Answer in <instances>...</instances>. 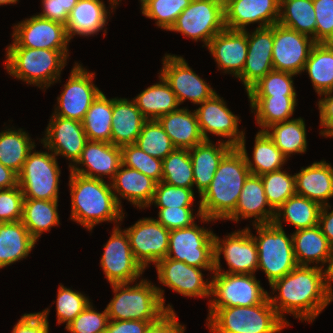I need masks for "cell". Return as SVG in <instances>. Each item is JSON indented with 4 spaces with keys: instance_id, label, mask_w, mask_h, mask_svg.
Wrapping results in <instances>:
<instances>
[{
    "instance_id": "cell-1",
    "label": "cell",
    "mask_w": 333,
    "mask_h": 333,
    "mask_svg": "<svg viewBox=\"0 0 333 333\" xmlns=\"http://www.w3.org/2000/svg\"><path fill=\"white\" fill-rule=\"evenodd\" d=\"M268 298L277 314L290 326L285 314H291L301 321L312 323L333 297L329 294L325 270L315 266L295 267L284 277L275 280Z\"/></svg>"
},
{
    "instance_id": "cell-2",
    "label": "cell",
    "mask_w": 333,
    "mask_h": 333,
    "mask_svg": "<svg viewBox=\"0 0 333 333\" xmlns=\"http://www.w3.org/2000/svg\"><path fill=\"white\" fill-rule=\"evenodd\" d=\"M109 183L110 181L106 183L104 179L88 178L70 171V219L88 231L106 221L114 222L118 226L125 218V213Z\"/></svg>"
},
{
    "instance_id": "cell-3",
    "label": "cell",
    "mask_w": 333,
    "mask_h": 333,
    "mask_svg": "<svg viewBox=\"0 0 333 333\" xmlns=\"http://www.w3.org/2000/svg\"><path fill=\"white\" fill-rule=\"evenodd\" d=\"M246 159L238 147H233L221 160L214 177L200 196L202 216L212 220H226L234 211L250 175Z\"/></svg>"
},
{
    "instance_id": "cell-4",
    "label": "cell",
    "mask_w": 333,
    "mask_h": 333,
    "mask_svg": "<svg viewBox=\"0 0 333 333\" xmlns=\"http://www.w3.org/2000/svg\"><path fill=\"white\" fill-rule=\"evenodd\" d=\"M68 51L20 47L13 40L6 47L5 68L10 76L46 90L60 81L61 71L67 65Z\"/></svg>"
},
{
    "instance_id": "cell-5",
    "label": "cell",
    "mask_w": 333,
    "mask_h": 333,
    "mask_svg": "<svg viewBox=\"0 0 333 333\" xmlns=\"http://www.w3.org/2000/svg\"><path fill=\"white\" fill-rule=\"evenodd\" d=\"M133 283L112 284L114 297L106 306L109 320L158 321L173 306H165L164 290L141 278Z\"/></svg>"
},
{
    "instance_id": "cell-6",
    "label": "cell",
    "mask_w": 333,
    "mask_h": 333,
    "mask_svg": "<svg viewBox=\"0 0 333 333\" xmlns=\"http://www.w3.org/2000/svg\"><path fill=\"white\" fill-rule=\"evenodd\" d=\"M206 321L210 333H280L289 326L268 297L249 307L219 308Z\"/></svg>"
},
{
    "instance_id": "cell-7",
    "label": "cell",
    "mask_w": 333,
    "mask_h": 333,
    "mask_svg": "<svg viewBox=\"0 0 333 333\" xmlns=\"http://www.w3.org/2000/svg\"><path fill=\"white\" fill-rule=\"evenodd\" d=\"M257 236L253 235L258 252V269L265 273L269 285L284 277L298 266L292 243V234L274 223L253 225Z\"/></svg>"
},
{
    "instance_id": "cell-8",
    "label": "cell",
    "mask_w": 333,
    "mask_h": 333,
    "mask_svg": "<svg viewBox=\"0 0 333 333\" xmlns=\"http://www.w3.org/2000/svg\"><path fill=\"white\" fill-rule=\"evenodd\" d=\"M212 274L214 275L210 280L207 319L219 308L249 307L262 303L268 297L267 290L261 286L254 274L224 272H213Z\"/></svg>"
},
{
    "instance_id": "cell-9",
    "label": "cell",
    "mask_w": 333,
    "mask_h": 333,
    "mask_svg": "<svg viewBox=\"0 0 333 333\" xmlns=\"http://www.w3.org/2000/svg\"><path fill=\"white\" fill-rule=\"evenodd\" d=\"M48 152L31 150L18 174V186L24 199L58 200L61 170L57 157Z\"/></svg>"
},
{
    "instance_id": "cell-10",
    "label": "cell",
    "mask_w": 333,
    "mask_h": 333,
    "mask_svg": "<svg viewBox=\"0 0 333 333\" xmlns=\"http://www.w3.org/2000/svg\"><path fill=\"white\" fill-rule=\"evenodd\" d=\"M166 258L214 272V233L196 223L170 230Z\"/></svg>"
},
{
    "instance_id": "cell-11",
    "label": "cell",
    "mask_w": 333,
    "mask_h": 333,
    "mask_svg": "<svg viewBox=\"0 0 333 333\" xmlns=\"http://www.w3.org/2000/svg\"><path fill=\"white\" fill-rule=\"evenodd\" d=\"M225 29L224 0H192L182 11L168 31L202 41L208 46L210 40Z\"/></svg>"
},
{
    "instance_id": "cell-12",
    "label": "cell",
    "mask_w": 333,
    "mask_h": 333,
    "mask_svg": "<svg viewBox=\"0 0 333 333\" xmlns=\"http://www.w3.org/2000/svg\"><path fill=\"white\" fill-rule=\"evenodd\" d=\"M95 72L74 64L71 74L57 97L54 115L82 122L96 97L102 92L94 83Z\"/></svg>"
},
{
    "instance_id": "cell-13",
    "label": "cell",
    "mask_w": 333,
    "mask_h": 333,
    "mask_svg": "<svg viewBox=\"0 0 333 333\" xmlns=\"http://www.w3.org/2000/svg\"><path fill=\"white\" fill-rule=\"evenodd\" d=\"M119 226H114L100 258V266L110 285L134 283L145 271L132 253L126 231Z\"/></svg>"
},
{
    "instance_id": "cell-14",
    "label": "cell",
    "mask_w": 333,
    "mask_h": 333,
    "mask_svg": "<svg viewBox=\"0 0 333 333\" xmlns=\"http://www.w3.org/2000/svg\"><path fill=\"white\" fill-rule=\"evenodd\" d=\"M214 272L230 274H255L258 268V252L253 233L250 228L235 230L223 239L214 234ZM223 254L228 265L222 270L220 256Z\"/></svg>"
},
{
    "instance_id": "cell-15",
    "label": "cell",
    "mask_w": 333,
    "mask_h": 333,
    "mask_svg": "<svg viewBox=\"0 0 333 333\" xmlns=\"http://www.w3.org/2000/svg\"><path fill=\"white\" fill-rule=\"evenodd\" d=\"M162 62L159 73L170 85L180 105L186 100L198 105L217 93L182 56L165 54Z\"/></svg>"
},
{
    "instance_id": "cell-16",
    "label": "cell",
    "mask_w": 333,
    "mask_h": 333,
    "mask_svg": "<svg viewBox=\"0 0 333 333\" xmlns=\"http://www.w3.org/2000/svg\"><path fill=\"white\" fill-rule=\"evenodd\" d=\"M128 235L135 259L146 269L148 264H156L166 258L170 230L154 218L139 219L134 225L124 229Z\"/></svg>"
},
{
    "instance_id": "cell-17",
    "label": "cell",
    "mask_w": 333,
    "mask_h": 333,
    "mask_svg": "<svg viewBox=\"0 0 333 333\" xmlns=\"http://www.w3.org/2000/svg\"><path fill=\"white\" fill-rule=\"evenodd\" d=\"M315 44L306 34L274 24L273 69L300 75Z\"/></svg>"
},
{
    "instance_id": "cell-18",
    "label": "cell",
    "mask_w": 333,
    "mask_h": 333,
    "mask_svg": "<svg viewBox=\"0 0 333 333\" xmlns=\"http://www.w3.org/2000/svg\"><path fill=\"white\" fill-rule=\"evenodd\" d=\"M12 37L20 47L32 49L68 50L70 42L65 25L37 14L18 22Z\"/></svg>"
},
{
    "instance_id": "cell-19",
    "label": "cell",
    "mask_w": 333,
    "mask_h": 333,
    "mask_svg": "<svg viewBox=\"0 0 333 333\" xmlns=\"http://www.w3.org/2000/svg\"><path fill=\"white\" fill-rule=\"evenodd\" d=\"M195 109L198 125L204 140H210L208 132L225 140L233 147H237L244 136V130L239 131V117L226 106L223 97L215 93L210 99L198 104Z\"/></svg>"
},
{
    "instance_id": "cell-20",
    "label": "cell",
    "mask_w": 333,
    "mask_h": 333,
    "mask_svg": "<svg viewBox=\"0 0 333 333\" xmlns=\"http://www.w3.org/2000/svg\"><path fill=\"white\" fill-rule=\"evenodd\" d=\"M44 133V138L40 139L43 147L55 156L61 155L69 160V168L80 158L88 141L82 122L55 116L53 113Z\"/></svg>"
},
{
    "instance_id": "cell-21",
    "label": "cell",
    "mask_w": 333,
    "mask_h": 333,
    "mask_svg": "<svg viewBox=\"0 0 333 333\" xmlns=\"http://www.w3.org/2000/svg\"><path fill=\"white\" fill-rule=\"evenodd\" d=\"M159 283L185 297L210 298L211 281L204 280L203 268L187 265L185 262L164 258L156 264Z\"/></svg>"
},
{
    "instance_id": "cell-22",
    "label": "cell",
    "mask_w": 333,
    "mask_h": 333,
    "mask_svg": "<svg viewBox=\"0 0 333 333\" xmlns=\"http://www.w3.org/2000/svg\"><path fill=\"white\" fill-rule=\"evenodd\" d=\"M280 0H224V24L231 30H246L259 23L265 28L278 23Z\"/></svg>"
},
{
    "instance_id": "cell-23",
    "label": "cell",
    "mask_w": 333,
    "mask_h": 333,
    "mask_svg": "<svg viewBox=\"0 0 333 333\" xmlns=\"http://www.w3.org/2000/svg\"><path fill=\"white\" fill-rule=\"evenodd\" d=\"M247 58L242 73L237 77L246 92L273 70L272 51L274 46V25L247 30Z\"/></svg>"
},
{
    "instance_id": "cell-24",
    "label": "cell",
    "mask_w": 333,
    "mask_h": 333,
    "mask_svg": "<svg viewBox=\"0 0 333 333\" xmlns=\"http://www.w3.org/2000/svg\"><path fill=\"white\" fill-rule=\"evenodd\" d=\"M121 165L122 152L120 146L104 141L88 140L80 158L69 168V171L84 177L102 180L104 179L103 176L107 175L109 181H111Z\"/></svg>"
},
{
    "instance_id": "cell-25",
    "label": "cell",
    "mask_w": 333,
    "mask_h": 333,
    "mask_svg": "<svg viewBox=\"0 0 333 333\" xmlns=\"http://www.w3.org/2000/svg\"><path fill=\"white\" fill-rule=\"evenodd\" d=\"M207 49L214 57L218 70L237 78L247 58V30L225 28L210 40Z\"/></svg>"
},
{
    "instance_id": "cell-26",
    "label": "cell",
    "mask_w": 333,
    "mask_h": 333,
    "mask_svg": "<svg viewBox=\"0 0 333 333\" xmlns=\"http://www.w3.org/2000/svg\"><path fill=\"white\" fill-rule=\"evenodd\" d=\"M274 216L275 211L267 201L261 176L250 174L244 182L235 211L226 220L237 223L240 218L254 217L252 225L269 224L273 223Z\"/></svg>"
},
{
    "instance_id": "cell-27",
    "label": "cell",
    "mask_w": 333,
    "mask_h": 333,
    "mask_svg": "<svg viewBox=\"0 0 333 333\" xmlns=\"http://www.w3.org/2000/svg\"><path fill=\"white\" fill-rule=\"evenodd\" d=\"M110 183L120 206H122L120 199L123 198L139 209L150 206L157 185L152 178L123 164Z\"/></svg>"
},
{
    "instance_id": "cell-28",
    "label": "cell",
    "mask_w": 333,
    "mask_h": 333,
    "mask_svg": "<svg viewBox=\"0 0 333 333\" xmlns=\"http://www.w3.org/2000/svg\"><path fill=\"white\" fill-rule=\"evenodd\" d=\"M296 194L306 197L321 206L330 203L333 198V167L331 163L321 160L295 173Z\"/></svg>"
},
{
    "instance_id": "cell-29",
    "label": "cell",
    "mask_w": 333,
    "mask_h": 333,
    "mask_svg": "<svg viewBox=\"0 0 333 333\" xmlns=\"http://www.w3.org/2000/svg\"><path fill=\"white\" fill-rule=\"evenodd\" d=\"M232 148L233 146L224 140H219L216 145L211 140H204L189 149L194 186H196L199 196L209 187L219 163Z\"/></svg>"
},
{
    "instance_id": "cell-30",
    "label": "cell",
    "mask_w": 333,
    "mask_h": 333,
    "mask_svg": "<svg viewBox=\"0 0 333 333\" xmlns=\"http://www.w3.org/2000/svg\"><path fill=\"white\" fill-rule=\"evenodd\" d=\"M146 121L133 100L112 98L111 143L120 147L135 144Z\"/></svg>"
},
{
    "instance_id": "cell-31",
    "label": "cell",
    "mask_w": 333,
    "mask_h": 333,
    "mask_svg": "<svg viewBox=\"0 0 333 333\" xmlns=\"http://www.w3.org/2000/svg\"><path fill=\"white\" fill-rule=\"evenodd\" d=\"M292 243L298 265L311 266L315 263V267L322 269L328 263L333 248L319 225L293 232Z\"/></svg>"
},
{
    "instance_id": "cell-32",
    "label": "cell",
    "mask_w": 333,
    "mask_h": 333,
    "mask_svg": "<svg viewBox=\"0 0 333 333\" xmlns=\"http://www.w3.org/2000/svg\"><path fill=\"white\" fill-rule=\"evenodd\" d=\"M157 121L171 139L175 148L191 149L204 141L195 110L179 108L160 116Z\"/></svg>"
},
{
    "instance_id": "cell-33",
    "label": "cell",
    "mask_w": 333,
    "mask_h": 333,
    "mask_svg": "<svg viewBox=\"0 0 333 333\" xmlns=\"http://www.w3.org/2000/svg\"><path fill=\"white\" fill-rule=\"evenodd\" d=\"M108 11L102 0H78L66 24L70 40L75 35L88 37L102 31L111 15Z\"/></svg>"
},
{
    "instance_id": "cell-34",
    "label": "cell",
    "mask_w": 333,
    "mask_h": 333,
    "mask_svg": "<svg viewBox=\"0 0 333 333\" xmlns=\"http://www.w3.org/2000/svg\"><path fill=\"white\" fill-rule=\"evenodd\" d=\"M22 221L0 223V269L26 259L36 244Z\"/></svg>"
},
{
    "instance_id": "cell-35",
    "label": "cell",
    "mask_w": 333,
    "mask_h": 333,
    "mask_svg": "<svg viewBox=\"0 0 333 333\" xmlns=\"http://www.w3.org/2000/svg\"><path fill=\"white\" fill-rule=\"evenodd\" d=\"M159 74V82L147 87L133 98L137 108L147 120H157L160 116L179 109V102L168 82Z\"/></svg>"
},
{
    "instance_id": "cell-36",
    "label": "cell",
    "mask_w": 333,
    "mask_h": 333,
    "mask_svg": "<svg viewBox=\"0 0 333 333\" xmlns=\"http://www.w3.org/2000/svg\"><path fill=\"white\" fill-rule=\"evenodd\" d=\"M245 133L237 146L243 153L247 166L252 175L261 176L266 173L277 171L283 168L288 160L283 153L276 147L275 143L264 131H258L255 137L253 156L250 160L247 150Z\"/></svg>"
},
{
    "instance_id": "cell-37",
    "label": "cell",
    "mask_w": 333,
    "mask_h": 333,
    "mask_svg": "<svg viewBox=\"0 0 333 333\" xmlns=\"http://www.w3.org/2000/svg\"><path fill=\"white\" fill-rule=\"evenodd\" d=\"M321 208L313 200L295 194L275 211L273 223L280 228H283L282 222L289 223L295 231L311 228L318 225Z\"/></svg>"
},
{
    "instance_id": "cell-38",
    "label": "cell",
    "mask_w": 333,
    "mask_h": 333,
    "mask_svg": "<svg viewBox=\"0 0 333 333\" xmlns=\"http://www.w3.org/2000/svg\"><path fill=\"white\" fill-rule=\"evenodd\" d=\"M256 124L264 131L272 124L291 120L297 106V96H248ZM253 110V111H252Z\"/></svg>"
},
{
    "instance_id": "cell-39",
    "label": "cell",
    "mask_w": 333,
    "mask_h": 333,
    "mask_svg": "<svg viewBox=\"0 0 333 333\" xmlns=\"http://www.w3.org/2000/svg\"><path fill=\"white\" fill-rule=\"evenodd\" d=\"M305 71L319 96L333 91V43H316L305 63Z\"/></svg>"
},
{
    "instance_id": "cell-40",
    "label": "cell",
    "mask_w": 333,
    "mask_h": 333,
    "mask_svg": "<svg viewBox=\"0 0 333 333\" xmlns=\"http://www.w3.org/2000/svg\"><path fill=\"white\" fill-rule=\"evenodd\" d=\"M264 132L287 159L307 151L306 124L301 117L272 124Z\"/></svg>"
},
{
    "instance_id": "cell-41",
    "label": "cell",
    "mask_w": 333,
    "mask_h": 333,
    "mask_svg": "<svg viewBox=\"0 0 333 333\" xmlns=\"http://www.w3.org/2000/svg\"><path fill=\"white\" fill-rule=\"evenodd\" d=\"M57 209L58 200L24 199L21 221L36 241L43 232L60 224Z\"/></svg>"
},
{
    "instance_id": "cell-42",
    "label": "cell",
    "mask_w": 333,
    "mask_h": 333,
    "mask_svg": "<svg viewBox=\"0 0 333 333\" xmlns=\"http://www.w3.org/2000/svg\"><path fill=\"white\" fill-rule=\"evenodd\" d=\"M278 23L312 37L316 43L313 0H280Z\"/></svg>"
},
{
    "instance_id": "cell-43",
    "label": "cell",
    "mask_w": 333,
    "mask_h": 333,
    "mask_svg": "<svg viewBox=\"0 0 333 333\" xmlns=\"http://www.w3.org/2000/svg\"><path fill=\"white\" fill-rule=\"evenodd\" d=\"M35 147L25 130L4 129L0 132V163L19 174L29 152Z\"/></svg>"
},
{
    "instance_id": "cell-44",
    "label": "cell",
    "mask_w": 333,
    "mask_h": 333,
    "mask_svg": "<svg viewBox=\"0 0 333 333\" xmlns=\"http://www.w3.org/2000/svg\"><path fill=\"white\" fill-rule=\"evenodd\" d=\"M82 125L88 140L111 143L112 98L101 92L92 102Z\"/></svg>"
},
{
    "instance_id": "cell-45",
    "label": "cell",
    "mask_w": 333,
    "mask_h": 333,
    "mask_svg": "<svg viewBox=\"0 0 333 333\" xmlns=\"http://www.w3.org/2000/svg\"><path fill=\"white\" fill-rule=\"evenodd\" d=\"M162 182L193 190V167L188 149L175 148L162 160Z\"/></svg>"
},
{
    "instance_id": "cell-46",
    "label": "cell",
    "mask_w": 333,
    "mask_h": 333,
    "mask_svg": "<svg viewBox=\"0 0 333 333\" xmlns=\"http://www.w3.org/2000/svg\"><path fill=\"white\" fill-rule=\"evenodd\" d=\"M135 144L148 155L162 160L175 149L157 120H147L143 124Z\"/></svg>"
},
{
    "instance_id": "cell-47",
    "label": "cell",
    "mask_w": 333,
    "mask_h": 333,
    "mask_svg": "<svg viewBox=\"0 0 333 333\" xmlns=\"http://www.w3.org/2000/svg\"><path fill=\"white\" fill-rule=\"evenodd\" d=\"M261 180L267 201L274 211L296 194L295 174L291 175L286 170L263 174Z\"/></svg>"
},
{
    "instance_id": "cell-48",
    "label": "cell",
    "mask_w": 333,
    "mask_h": 333,
    "mask_svg": "<svg viewBox=\"0 0 333 333\" xmlns=\"http://www.w3.org/2000/svg\"><path fill=\"white\" fill-rule=\"evenodd\" d=\"M294 76L293 73L273 69L246 92L247 96H297Z\"/></svg>"
},
{
    "instance_id": "cell-49",
    "label": "cell",
    "mask_w": 333,
    "mask_h": 333,
    "mask_svg": "<svg viewBox=\"0 0 333 333\" xmlns=\"http://www.w3.org/2000/svg\"><path fill=\"white\" fill-rule=\"evenodd\" d=\"M192 0H151L142 9V14L156 21V25L169 30L178 16L191 3Z\"/></svg>"
},
{
    "instance_id": "cell-50",
    "label": "cell",
    "mask_w": 333,
    "mask_h": 333,
    "mask_svg": "<svg viewBox=\"0 0 333 333\" xmlns=\"http://www.w3.org/2000/svg\"><path fill=\"white\" fill-rule=\"evenodd\" d=\"M122 164L152 178L157 183L162 181V159L154 158L136 144L121 146Z\"/></svg>"
},
{
    "instance_id": "cell-51",
    "label": "cell",
    "mask_w": 333,
    "mask_h": 333,
    "mask_svg": "<svg viewBox=\"0 0 333 333\" xmlns=\"http://www.w3.org/2000/svg\"><path fill=\"white\" fill-rule=\"evenodd\" d=\"M57 323L69 325L91 302L85 294L60 284L57 291Z\"/></svg>"
},
{
    "instance_id": "cell-52",
    "label": "cell",
    "mask_w": 333,
    "mask_h": 333,
    "mask_svg": "<svg viewBox=\"0 0 333 333\" xmlns=\"http://www.w3.org/2000/svg\"><path fill=\"white\" fill-rule=\"evenodd\" d=\"M194 195L192 189L173 186L161 181L156 185L150 206L154 204L158 208L192 207Z\"/></svg>"
},
{
    "instance_id": "cell-53",
    "label": "cell",
    "mask_w": 333,
    "mask_h": 333,
    "mask_svg": "<svg viewBox=\"0 0 333 333\" xmlns=\"http://www.w3.org/2000/svg\"><path fill=\"white\" fill-rule=\"evenodd\" d=\"M91 302L65 329L70 333H104L109 317L106 308L101 313Z\"/></svg>"
},
{
    "instance_id": "cell-54",
    "label": "cell",
    "mask_w": 333,
    "mask_h": 333,
    "mask_svg": "<svg viewBox=\"0 0 333 333\" xmlns=\"http://www.w3.org/2000/svg\"><path fill=\"white\" fill-rule=\"evenodd\" d=\"M193 210V207L159 208L156 220L168 230L191 226L195 223L196 217L200 218L203 223L215 222V220L202 216L200 207H198L196 215H193Z\"/></svg>"
},
{
    "instance_id": "cell-55",
    "label": "cell",
    "mask_w": 333,
    "mask_h": 333,
    "mask_svg": "<svg viewBox=\"0 0 333 333\" xmlns=\"http://www.w3.org/2000/svg\"><path fill=\"white\" fill-rule=\"evenodd\" d=\"M24 195L19 186L0 189V223L21 221Z\"/></svg>"
},
{
    "instance_id": "cell-56",
    "label": "cell",
    "mask_w": 333,
    "mask_h": 333,
    "mask_svg": "<svg viewBox=\"0 0 333 333\" xmlns=\"http://www.w3.org/2000/svg\"><path fill=\"white\" fill-rule=\"evenodd\" d=\"M316 43H333V0H313Z\"/></svg>"
},
{
    "instance_id": "cell-57",
    "label": "cell",
    "mask_w": 333,
    "mask_h": 333,
    "mask_svg": "<svg viewBox=\"0 0 333 333\" xmlns=\"http://www.w3.org/2000/svg\"><path fill=\"white\" fill-rule=\"evenodd\" d=\"M49 308L36 313H25L14 325L12 333H49Z\"/></svg>"
},
{
    "instance_id": "cell-58",
    "label": "cell",
    "mask_w": 333,
    "mask_h": 333,
    "mask_svg": "<svg viewBox=\"0 0 333 333\" xmlns=\"http://www.w3.org/2000/svg\"><path fill=\"white\" fill-rule=\"evenodd\" d=\"M78 0H42L43 12L38 16L66 26L69 14Z\"/></svg>"
},
{
    "instance_id": "cell-59",
    "label": "cell",
    "mask_w": 333,
    "mask_h": 333,
    "mask_svg": "<svg viewBox=\"0 0 333 333\" xmlns=\"http://www.w3.org/2000/svg\"><path fill=\"white\" fill-rule=\"evenodd\" d=\"M324 96V97H323ZM317 105L320 114V135L333 137V91L320 95Z\"/></svg>"
},
{
    "instance_id": "cell-60",
    "label": "cell",
    "mask_w": 333,
    "mask_h": 333,
    "mask_svg": "<svg viewBox=\"0 0 333 333\" xmlns=\"http://www.w3.org/2000/svg\"><path fill=\"white\" fill-rule=\"evenodd\" d=\"M176 315L175 311H168L151 323L145 333H184L186 327L178 322Z\"/></svg>"
},
{
    "instance_id": "cell-61",
    "label": "cell",
    "mask_w": 333,
    "mask_h": 333,
    "mask_svg": "<svg viewBox=\"0 0 333 333\" xmlns=\"http://www.w3.org/2000/svg\"><path fill=\"white\" fill-rule=\"evenodd\" d=\"M154 322L156 321L109 320L104 333H145Z\"/></svg>"
},
{
    "instance_id": "cell-62",
    "label": "cell",
    "mask_w": 333,
    "mask_h": 333,
    "mask_svg": "<svg viewBox=\"0 0 333 333\" xmlns=\"http://www.w3.org/2000/svg\"><path fill=\"white\" fill-rule=\"evenodd\" d=\"M330 208L331 206L329 204L322 206L318 225L329 243L333 246V210L329 212Z\"/></svg>"
},
{
    "instance_id": "cell-63",
    "label": "cell",
    "mask_w": 333,
    "mask_h": 333,
    "mask_svg": "<svg viewBox=\"0 0 333 333\" xmlns=\"http://www.w3.org/2000/svg\"><path fill=\"white\" fill-rule=\"evenodd\" d=\"M18 186V174L0 163V189Z\"/></svg>"
},
{
    "instance_id": "cell-64",
    "label": "cell",
    "mask_w": 333,
    "mask_h": 333,
    "mask_svg": "<svg viewBox=\"0 0 333 333\" xmlns=\"http://www.w3.org/2000/svg\"><path fill=\"white\" fill-rule=\"evenodd\" d=\"M325 270V280H326V286L329 294L333 297V248L332 252L328 261V266L324 268Z\"/></svg>"
},
{
    "instance_id": "cell-65",
    "label": "cell",
    "mask_w": 333,
    "mask_h": 333,
    "mask_svg": "<svg viewBox=\"0 0 333 333\" xmlns=\"http://www.w3.org/2000/svg\"><path fill=\"white\" fill-rule=\"evenodd\" d=\"M110 3V10L112 9L111 13L113 12V10L115 9V7L117 5H119L118 3L121 1V0H108Z\"/></svg>"
},
{
    "instance_id": "cell-66",
    "label": "cell",
    "mask_w": 333,
    "mask_h": 333,
    "mask_svg": "<svg viewBox=\"0 0 333 333\" xmlns=\"http://www.w3.org/2000/svg\"><path fill=\"white\" fill-rule=\"evenodd\" d=\"M19 2V0H0V6L1 5H7V4H16Z\"/></svg>"
},
{
    "instance_id": "cell-67",
    "label": "cell",
    "mask_w": 333,
    "mask_h": 333,
    "mask_svg": "<svg viewBox=\"0 0 333 333\" xmlns=\"http://www.w3.org/2000/svg\"><path fill=\"white\" fill-rule=\"evenodd\" d=\"M151 0H140L141 3V9L147 4L149 3Z\"/></svg>"
}]
</instances>
